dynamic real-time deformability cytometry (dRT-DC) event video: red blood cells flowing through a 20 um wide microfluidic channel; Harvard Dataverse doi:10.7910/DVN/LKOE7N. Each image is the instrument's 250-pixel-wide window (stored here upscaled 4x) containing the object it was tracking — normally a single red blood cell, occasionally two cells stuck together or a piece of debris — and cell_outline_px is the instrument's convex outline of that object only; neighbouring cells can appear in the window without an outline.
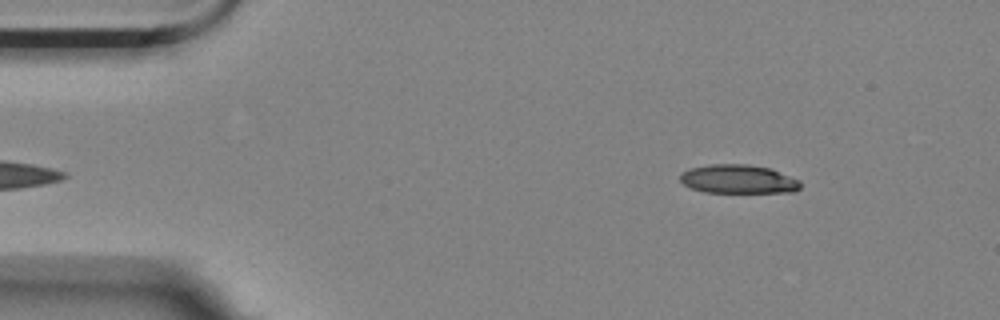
{"species": "Egyptian fruit bat (a non-hibernating species)", "species_latin": "Rousettus aegyptiacus", "temperature_condition": "room temperature", "stored_images_in_passage": 5, "camera_frame_rate_fps": 3000, "um_per_image_px": 0.085, "animal": {"sex": "female"}, "frame": {"image": 1, "passage_image": 5, "time_ms": 1.333, "image_size_px": [1000, 320], "cell_outline_px": [[800, 188], [796, 192], [704, 192], [692, 188], [684, 184], [680, 180], [680, 176], [688, 168], [708, 164], [748, 164], [772, 168], [800, 180]], "centroid_in_image_um": [62.78, 15.21], "position_along_channel_um": 22.2, "area_um2": 20.29}}